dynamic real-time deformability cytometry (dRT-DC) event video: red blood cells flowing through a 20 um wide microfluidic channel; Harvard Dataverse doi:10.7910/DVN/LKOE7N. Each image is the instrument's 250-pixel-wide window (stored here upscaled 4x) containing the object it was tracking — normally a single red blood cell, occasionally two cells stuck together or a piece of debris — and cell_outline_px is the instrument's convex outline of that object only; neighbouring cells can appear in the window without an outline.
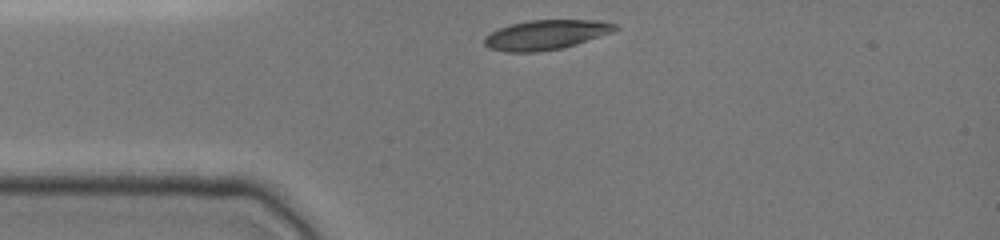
{"species": "common noctule bat (a hibernating species)", "species_latin": "Nyctalus noctula", "temperature_condition": "cold", "stored_images_in_passage": 30, "camera_frame_rate_fps": 3000, "um_per_image_px": 0.085, "animal": {"sex": "female", "body_mass_g": 19.0, "forearm_length_mm": 51.5}, "frame": {"image": 1, "passage_image": 1, "time_ms": 0.0, "image_size_px": [1000, 240], "cell_outline_px": [[620, 28], [612, 32], [564, 48], [536, 52], [504, 52], [488, 48], [484, 44], [484, 36], [500, 28], [512, 24], [528, 20], [604, 20], [616, 24]], "centroid_in_image_um": [46.42, 2.96], "position_along_channel_um": 38.6, "area_um2": 22.72}}
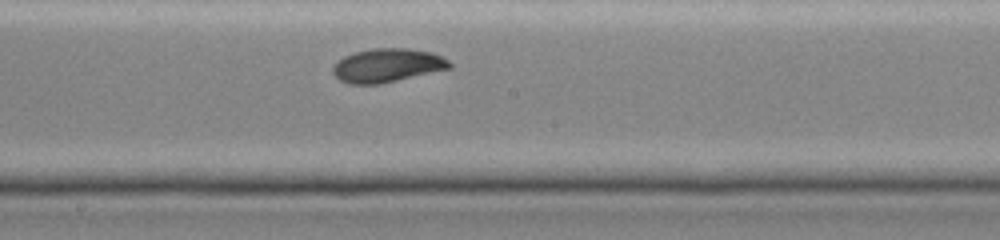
{"frame": {"image": 2, "passage_image": 16, "time_ms": 5.0, "image_size_px": [1000, 240], "cell_outline_px": [[452, 68], [380, 84], [348, 84], [340, 80], [332, 72], [332, 68], [344, 56], [356, 52], [376, 48], [408, 48], [432, 52], [448, 60], [452, 64]], "centroid_in_image_um": [32.94, 5.56], "position_along_channel_um": 215.3, "area_um2": 22.77}}
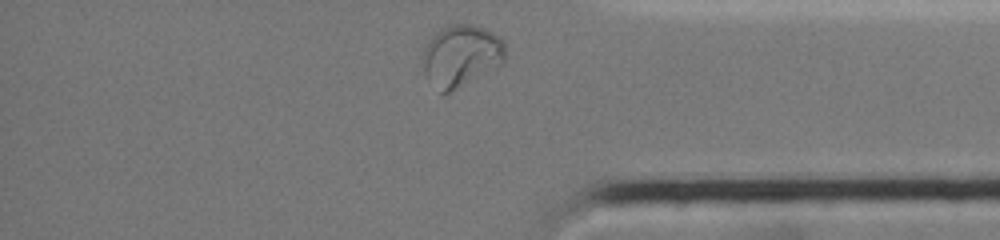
{"frame": {"image": 3, "passage_image": 30, "time_ms": 9.667, "image_size_px": [1000, 240], "cell_outline_px": [[504, 64], [448, 92], [440, 92], [428, 80], [424, 72], [420, 56], [428, 40], [440, 28], [448, 24], [472, 24], [484, 28], [500, 36], [504, 40]], "centroid_in_image_um": [39.17, 4.7], "position_along_channel_um": 396.0, "area_um2": 29.94}, "authors_computed_cell_mechanics": {"area_um2": 22.7443, "velocity_mm_per_s": 3.9485, "shape_relaxation_time_tau1_ms": 8.3394, "shape_relaxation_time_tau2_ms": 2.0135, "deformation_change_tau1": 0.2527, "deformation_change_tau2": 0.0392}}